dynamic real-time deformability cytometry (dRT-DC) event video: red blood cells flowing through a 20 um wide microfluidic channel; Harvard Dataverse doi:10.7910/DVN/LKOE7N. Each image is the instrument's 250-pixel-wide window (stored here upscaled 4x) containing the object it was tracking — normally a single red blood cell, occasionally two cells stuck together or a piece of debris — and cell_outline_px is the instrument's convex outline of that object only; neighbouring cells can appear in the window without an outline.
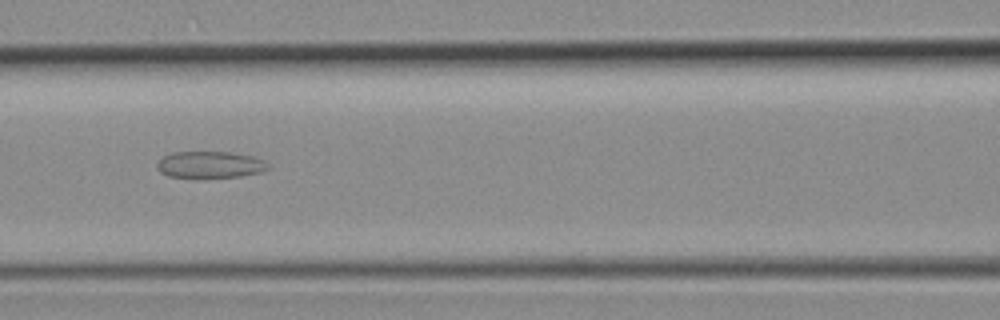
{"species": "common noctule bat (a hibernating species)", "species_latin": "Nyctalus noctula", "temperature_condition": "room temperature", "stored_images_in_passage": 24, "camera_frame_rate_fps": 3000, "um_per_image_px": 0.085, "animal": {"sex": "female", "body_mass_g": 19.3, "forearm_length_mm": 54.1}, "frame": {"image": 1, "passage_image": 9, "time_ms": 2.667, "image_size_px": [1000, 320], "cell_outline_px": [[272, 168], [260, 172], [240, 176], [168, 176], [160, 172], [156, 168], [156, 164], [164, 156], [172, 152], [232, 152], [252, 156], [264, 160]], "centroid_in_image_um": [17.88, 13.97], "position_along_channel_um": 148.7, "area_um2": 16.94}}
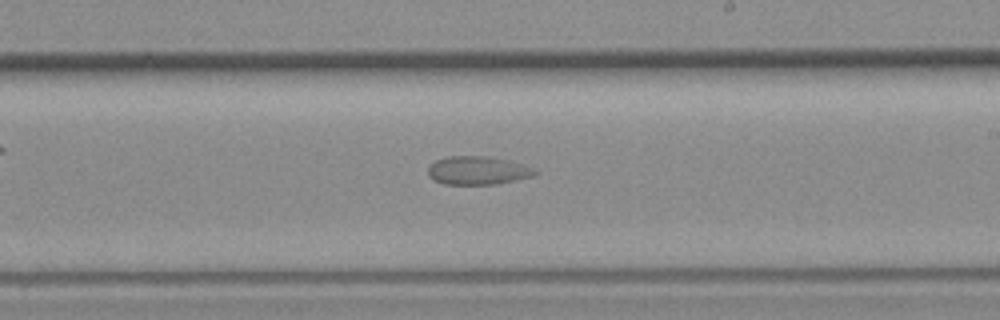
{"frame": {"image": 2, "passage_image": 15, "time_ms": 4.667, "image_size_px": [1000, 320], "cell_outline_px": [[540, 172], [532, 176], [516, 180], [496, 184], [444, 184], [432, 180], [428, 176], [428, 168], [436, 160], [448, 156], [484, 156], [508, 160], [524, 164]], "centroid_in_image_um": [40.6, 14.49], "position_along_channel_um": 248.4, "area_um2": 17.69}}
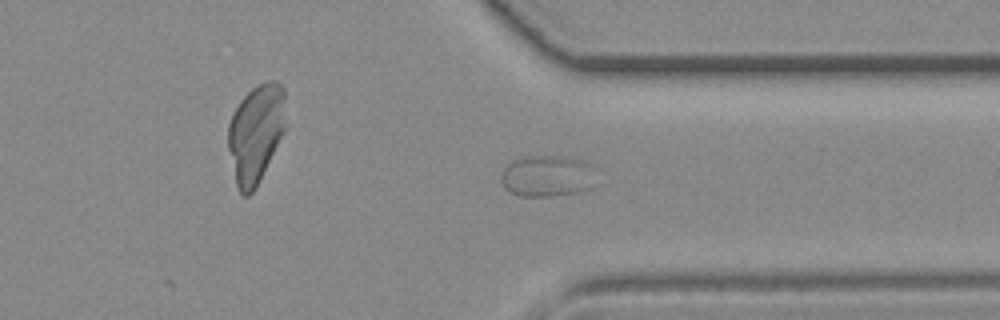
{"frame": {"image": 3, "passage_image": 22, "time_ms": 7.0, "image_size_px": [1000, 320], "cell_outline_px": [[600, 184], [592, 188], [576, 192], [552, 196], [516, 196], [508, 192], [504, 188], [500, 180], [500, 176], [504, 168], [512, 160], [528, 156], [564, 156], [584, 160], [596, 164], [600, 168]], "centroid_in_image_um": [46.67, 14.96], "position_along_channel_um": 364.7, "area_um2": 24.39}}